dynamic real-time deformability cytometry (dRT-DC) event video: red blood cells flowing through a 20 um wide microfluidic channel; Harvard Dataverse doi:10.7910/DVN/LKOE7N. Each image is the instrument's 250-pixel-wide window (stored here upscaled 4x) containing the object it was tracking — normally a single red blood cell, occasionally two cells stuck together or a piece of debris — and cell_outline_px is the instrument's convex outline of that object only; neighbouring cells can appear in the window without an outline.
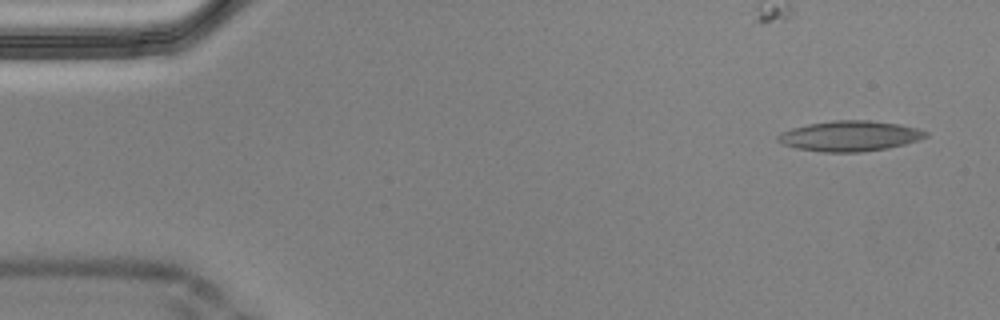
{"species": "Egyptian fruit bat (a non-hibernating species)", "species_latin": "Rousettus aegyptiacus", "temperature_condition": "cold", "stored_images_in_passage": 56, "camera_frame_rate_fps": 3000, "um_per_image_px": 0.085, "animal": {"sex": "male"}, "frame": {"image": 1, "passage_image": 1, "time_ms": 0.0, "image_size_px": [1000, 320], "cell_outline_px": [[928, 136], [904, 144], [888, 148], [860, 152], [824, 152], [796, 148], [784, 144], [776, 140], [776, 136], [780, 132], [792, 128], [808, 124], [832, 120], [868, 120], [900, 124], [916, 128], [928, 132]], "centroid_in_image_um": [72.21, 11.55], "position_along_channel_um": 12.8, "area_um2": 26.13}}
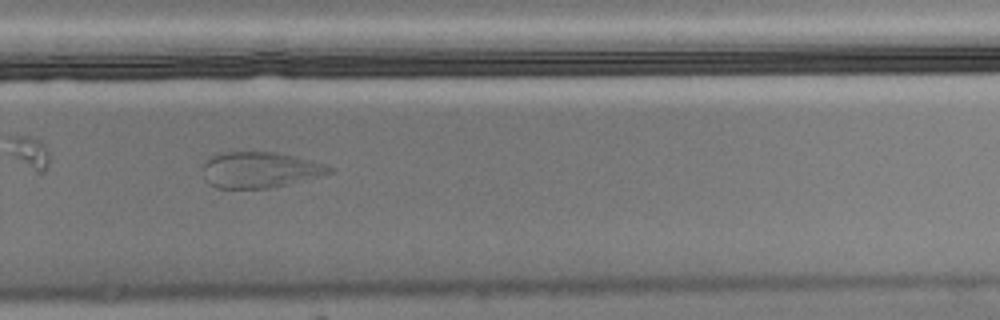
{"frame": {"image": 2, "passage_image": 36, "time_ms": 11.667, "image_size_px": [1000, 320], "cell_outline_px": [[336, 172], [288, 184], [268, 188], [216, 188], [208, 184], [204, 180], [200, 164], [212, 156], [224, 152], [276, 152], [324, 164], [336, 168]], "centroid_in_image_um": [22.04, 14.44], "position_along_channel_um": 307.8, "area_um2": 26.7}}
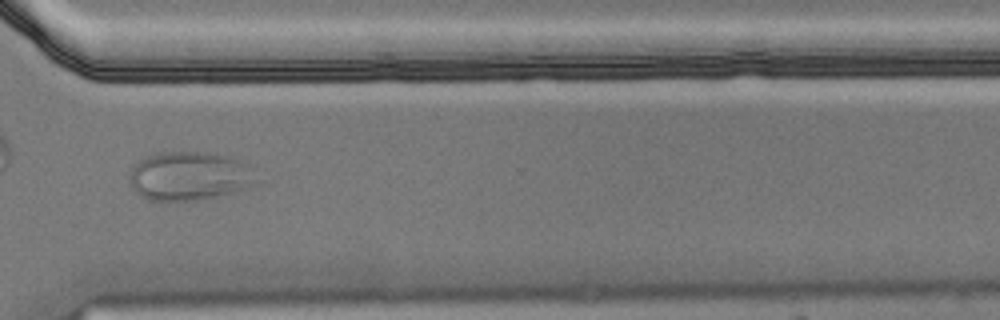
{"frame": {"image": 3, "passage_image": 40, "time_ms": 13.0, "image_size_px": [1000, 320], "cell_outline_px": [[264, 180], [248, 188], [220, 196], [192, 200], [160, 204], [148, 200], [140, 196], [132, 188], [128, 180], [128, 176], [132, 168], [144, 156], [156, 152], [208, 152], [228, 156], [248, 164]], "centroid_in_image_um": [16.12, 14.99], "position_along_channel_um": 354.5, "area_um2": 37.51}}